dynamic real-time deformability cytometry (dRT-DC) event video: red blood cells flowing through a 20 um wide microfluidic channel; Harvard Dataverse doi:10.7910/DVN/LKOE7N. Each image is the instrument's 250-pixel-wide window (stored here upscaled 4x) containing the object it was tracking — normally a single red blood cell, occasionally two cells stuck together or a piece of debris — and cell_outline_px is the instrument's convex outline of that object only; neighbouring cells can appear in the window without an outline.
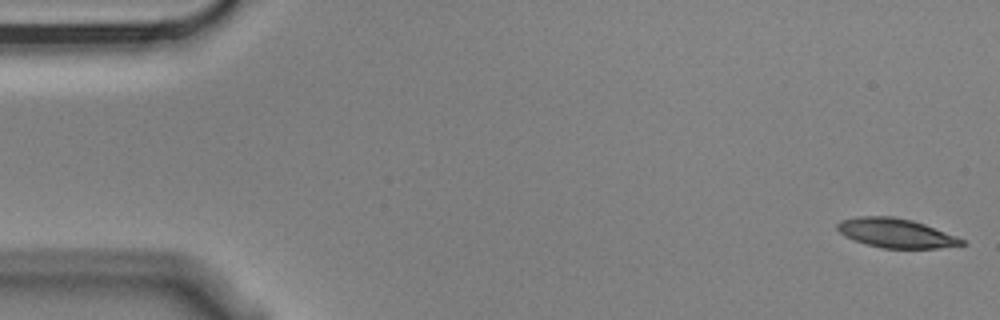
{"species": "Egyptian fruit bat (a non-hibernating species)", "species_latin": "Rousettus aegyptiacus", "temperature_condition": "cold", "stored_images_in_passage": 5, "camera_frame_rate_fps": 3000, "um_per_image_px": 0.085, "animal": {"sex": "male"}, "frame": {"image": 1, "passage_image": 1, "time_ms": 0.0, "image_size_px": [1000, 320], "cell_outline_px": [[968, 244], [940, 248], [880, 248], [852, 240], [844, 236], [836, 228], [836, 224], [840, 220], [860, 216], [888, 216], [912, 220], [924, 224], [964, 240]], "centroid_in_image_um": [76.1, 19.82], "position_along_channel_um": 8.9, "area_um2": 21.1}}
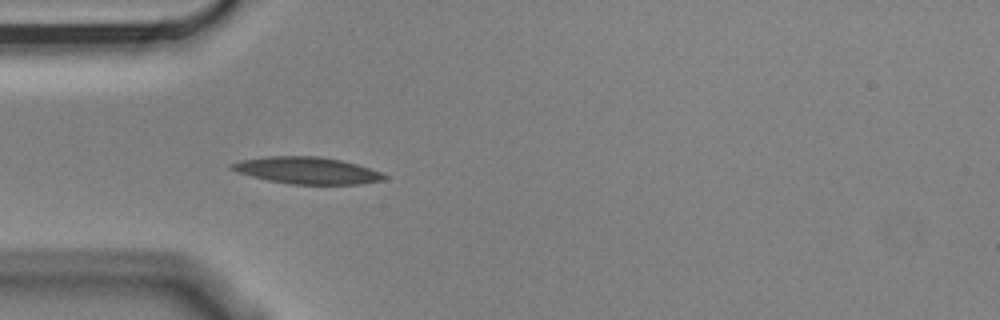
{"frame": {"image": 2, "passage_image": 5, "time_ms": 1.333, "image_size_px": [1000, 320], "cell_outline_px": [[388, 176], [384, 180], [360, 184], [292, 184], [268, 180], [236, 172], [228, 168], [228, 164], [240, 160], [268, 156], [316, 156], [340, 160], [356, 164], [380, 172]], "centroid_in_image_um": [26.05, 14.49], "position_along_channel_um": 59.0, "area_um2": 23.76}}